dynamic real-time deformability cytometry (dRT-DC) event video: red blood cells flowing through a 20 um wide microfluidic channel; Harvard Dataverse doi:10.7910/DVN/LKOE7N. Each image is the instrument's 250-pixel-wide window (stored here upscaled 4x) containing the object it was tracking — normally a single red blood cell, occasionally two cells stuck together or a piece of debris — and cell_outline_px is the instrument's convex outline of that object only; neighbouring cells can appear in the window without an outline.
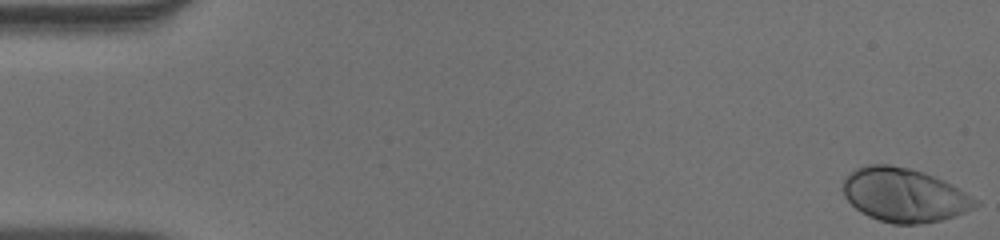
{"species": "human", "species_latin": "Homo sapiens", "temperature_condition": "warm", "stored_images_in_passage": 52, "camera_frame_rate_fps": 3000, "um_per_image_px": 0.085, "donor": {"sex": "male"}, "frame": {"image": 1, "passage_image": 1, "time_ms": 0.0, "image_size_px": [1000, 240], "cell_outline_px": [[980, 204], [976, 208], [956, 216], [940, 220], [920, 224], [892, 224], [868, 216], [860, 212], [844, 196], [840, 188], [844, 176], [856, 168], [868, 164], [888, 164], [908, 168], [924, 172], [944, 180], [972, 196]], "centroid_in_image_um": [76.83, 16.57], "position_along_channel_um": 8.2, "area_um2": 41.91}}
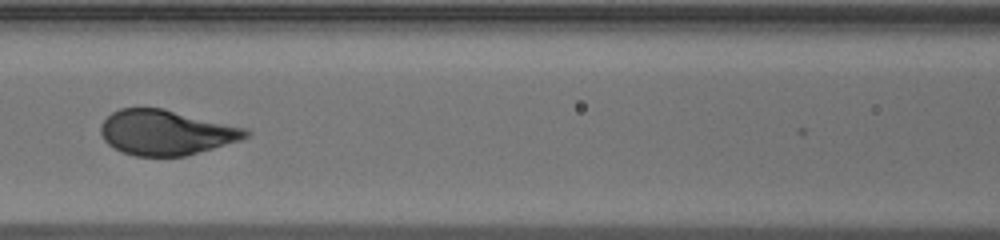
{"frame": {"image": 2, "passage_image": 24, "time_ms": 7.667, "image_size_px": [1000, 240], "cell_outline_px": [[252, 132], [248, 136], [240, 140], [184, 156], [136, 156], [124, 152], [108, 144], [104, 140], [100, 132], [100, 124], [112, 112], [120, 108], [160, 108], [248, 128]], "centroid_in_image_um": [14.11, 11.26], "position_along_channel_um": 152.5, "area_um2": 37.74}}
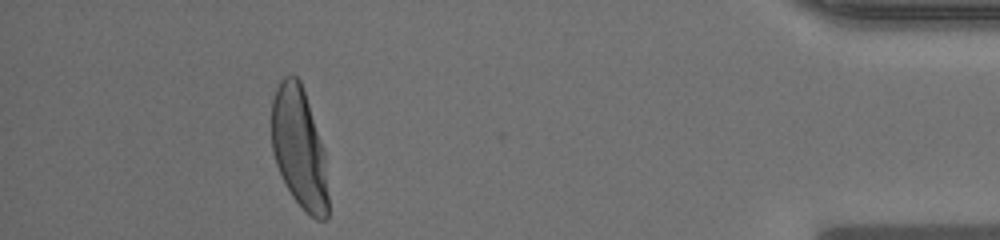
{"frame": {"image": 3, "passage_image": 48, "time_ms": 15.667, "image_size_px": [1000, 240], "cell_outline_px": [[328, 216], [324, 220], [316, 220], [292, 196], [276, 164], [272, 152], [272, 96], [280, 80], [284, 76], [296, 76], [300, 80], [324, 148], [328, 196]], "centroid_in_image_um": [25.43, 12.55], "position_along_channel_um": 409.8, "area_um2": 39.54}, "authors_computed_cell_mechanics": {"area_um2": 39.1595, "velocity_mm_per_s": 3.9063, "shape_relaxation_time_tau1_ms": 2.9126, "shape_relaxation_time_tau2_ms": null, "deformation_change_tau1": 0.1871, "deformation_change_tau2": null}}